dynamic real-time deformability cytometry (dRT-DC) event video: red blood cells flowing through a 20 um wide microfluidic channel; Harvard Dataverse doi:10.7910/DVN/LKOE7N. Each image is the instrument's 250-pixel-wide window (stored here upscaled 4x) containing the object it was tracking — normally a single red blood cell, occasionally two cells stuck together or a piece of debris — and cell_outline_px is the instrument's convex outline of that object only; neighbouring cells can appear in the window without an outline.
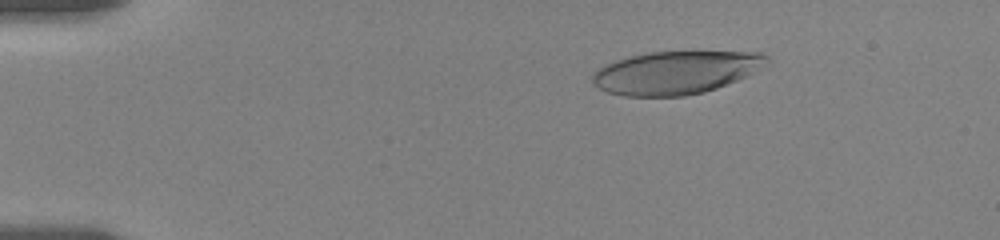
{"species": "human", "species_latin": "Homo sapiens", "temperature_condition": "room temperature", "stored_images_in_passage": 35, "camera_frame_rate_fps": 3000, "um_per_image_px": 0.085, "donor": {"sex": "female"}, "frame": {"image": 1, "passage_image": 14, "time_ms": 2.667, "image_size_px": [1000, 240], "cell_outline_px": [[768, 60], [744, 76], [736, 80], [716, 88], [704, 92], [684, 96], [624, 96], [608, 92], [596, 88], [592, 84], [592, 76], [596, 68], [604, 64], [628, 56], [648, 52], [760, 52], [768, 56]], "centroid_in_image_um": [57.31, 6.17], "position_along_channel_um": 27.7, "area_um2": 43.29}}
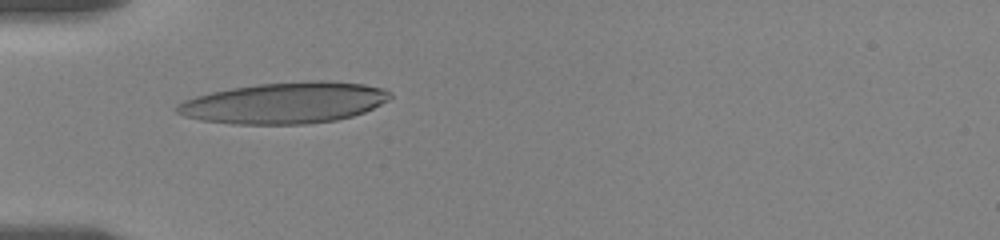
{"frame": {"image": 2, "passage_image": 34, "time_ms": 5.667, "image_size_px": [1000, 240], "cell_outline_px": [[392, 96], [388, 100], [364, 112], [352, 116], [336, 120], [308, 124], [232, 124], [200, 120], [184, 116], [176, 112], [176, 104], [184, 100], [196, 96], [212, 92], [232, 88], [256, 84], [308, 80], [328, 80], [364, 84], [384, 88], [392, 92]], "centroid_in_image_um": [24.21, 8.74], "position_along_channel_um": 60.8, "area_um2": 51.44}}